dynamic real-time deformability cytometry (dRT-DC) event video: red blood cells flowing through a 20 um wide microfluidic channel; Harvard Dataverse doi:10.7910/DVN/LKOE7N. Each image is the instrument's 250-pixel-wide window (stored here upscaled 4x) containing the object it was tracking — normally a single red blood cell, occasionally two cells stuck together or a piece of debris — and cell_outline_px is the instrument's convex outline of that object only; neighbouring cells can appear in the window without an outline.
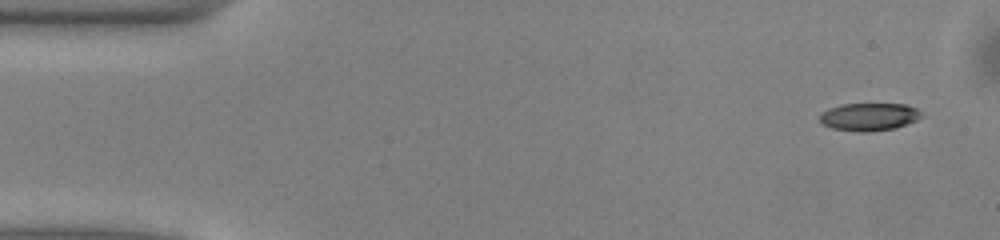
{"species": "common noctule bat (a hibernating species)", "species_latin": "Nyctalus noctula", "temperature_condition": "warm", "stored_images_in_passage": 49, "camera_frame_rate_fps": 3000, "um_per_image_px": 0.085, "animal": {"sex": "male", "body_mass_g": 13.0, "forearm_length_mm": 53.1}, "frame": {"image": 1, "passage_image": 1, "time_ms": 0.0, "image_size_px": [1000, 240], "cell_outline_px": [[920, 116], [916, 120], [896, 128], [868, 132], [856, 132], [832, 128], [824, 124], [820, 120], [820, 112], [828, 108], [844, 104], [904, 104], [916, 108], [920, 112]], "centroid_in_image_um": [73.84, 9.93], "position_along_channel_um": 11.2, "area_um2": 16.36}}
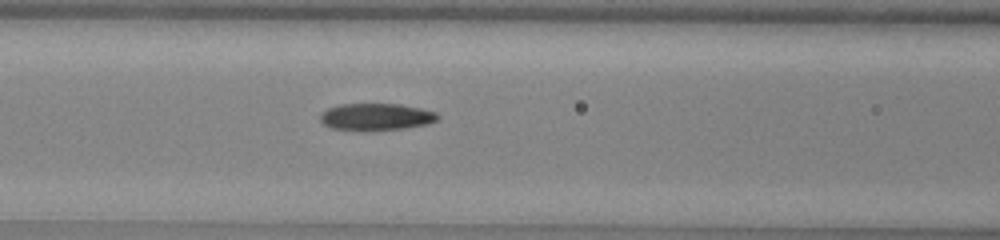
{"frame": {"image": 2, "passage_image": 19, "time_ms": 6.0, "image_size_px": [1000, 240], "cell_outline_px": [[440, 116], [436, 120], [428, 124], [404, 128], [332, 128], [324, 124], [320, 120], [320, 112], [328, 108], [340, 104], [400, 104], [420, 108], [436, 112]], "centroid_in_image_um": [31.99, 9.88], "position_along_channel_um": 134.6, "area_um2": 17.74}}
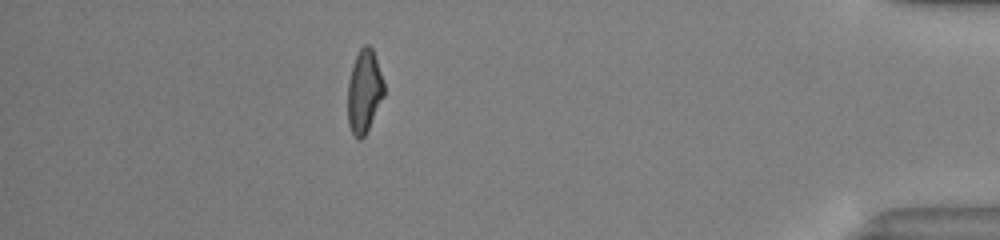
{"frame": {"image": 3, "passage_image": 43, "time_ms": 14.0, "image_size_px": [1000, 240], "cell_outline_px": [[384, 96], [364, 136], [360, 140], [352, 132], [348, 124], [348, 80], [352, 64], [360, 48], [364, 44], [368, 44], [372, 48], [384, 84]], "centroid_in_image_um": [30.94, 7.74], "position_along_channel_um": 404.3, "area_um2": 17.34}, "authors_computed_cell_mechanics": {"area_um2": 18.0914, "velocity_mm_per_s": 4.0349, "shape_relaxation_time_tau1_ms": 6.3363, "shape_relaxation_time_tau2_ms": 2.59, "deformation_change_tau1": 0.1951, "deformation_change_tau2": 0.1148}}